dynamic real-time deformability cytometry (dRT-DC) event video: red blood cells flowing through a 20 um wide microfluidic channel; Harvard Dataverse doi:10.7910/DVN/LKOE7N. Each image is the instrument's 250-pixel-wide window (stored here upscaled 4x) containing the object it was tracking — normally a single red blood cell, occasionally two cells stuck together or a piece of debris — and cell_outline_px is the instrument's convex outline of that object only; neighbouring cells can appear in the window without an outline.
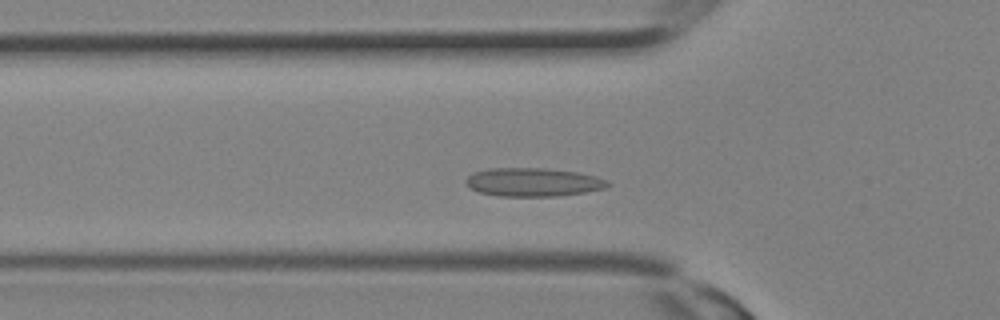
{"species": "Egyptian fruit bat (a non-hibernating species)", "species_latin": "Rousettus aegyptiacus", "temperature_condition": "room temperature", "stored_images_in_passage": 26, "camera_frame_rate_fps": 3000, "um_per_image_px": 0.085, "animal": {"sex": "female"}, "frame": {"image": 1, "passage_image": 6, "time_ms": 1.667, "image_size_px": [1000, 320], "cell_outline_px": [[612, 184], [604, 188], [584, 192], [556, 196], [496, 196], [476, 192], [468, 188], [464, 180], [472, 172], [488, 168], [544, 168], [580, 172], [596, 176], [608, 180]], "centroid_in_image_um": [45.27, 15.48], "position_along_channel_um": 80.5, "area_um2": 23.93}}
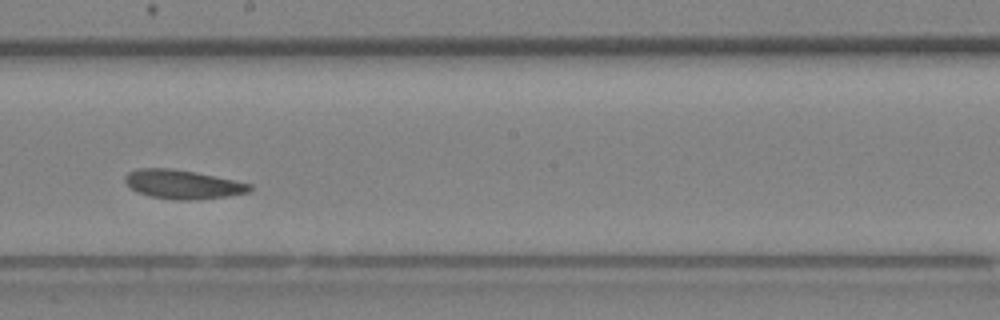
{"frame": {"image": 2, "passage_image": 13, "time_ms": 4.0, "image_size_px": [1000, 320], "cell_outline_px": [[252, 188], [248, 192], [228, 196], [196, 200], [176, 200], [148, 196], [136, 192], [124, 180], [124, 176], [128, 172], [140, 168], [172, 168], [196, 172], [252, 184]], "centroid_in_image_um": [15.51, 15.67], "position_along_channel_um": 232.7, "area_um2": 21.1}}
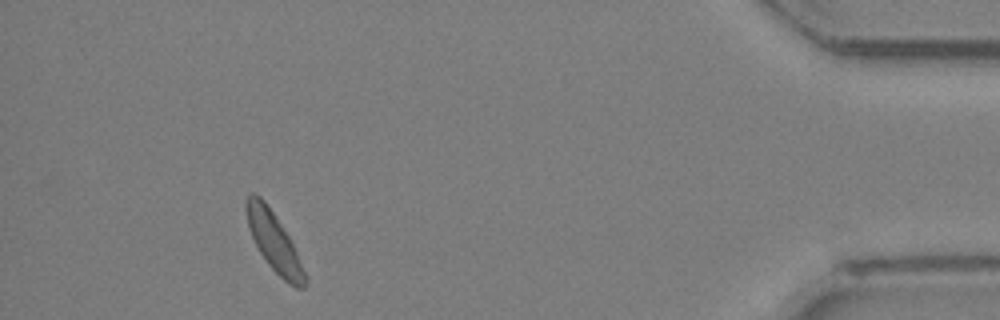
{"frame": {"image": 3, "passage_image": 24, "time_ms": 7.667, "image_size_px": [1000, 320], "cell_outline_px": [[308, 280], [304, 288], [296, 288], [284, 280], [268, 264], [260, 252], [252, 236], [248, 224], [244, 208], [244, 200], [248, 192], [252, 192], [260, 196], [264, 200], [284, 228], [308, 276]], "centroid_in_image_um": [23.28, 20.53], "position_along_channel_um": 411.9, "area_um2": 20.06}}